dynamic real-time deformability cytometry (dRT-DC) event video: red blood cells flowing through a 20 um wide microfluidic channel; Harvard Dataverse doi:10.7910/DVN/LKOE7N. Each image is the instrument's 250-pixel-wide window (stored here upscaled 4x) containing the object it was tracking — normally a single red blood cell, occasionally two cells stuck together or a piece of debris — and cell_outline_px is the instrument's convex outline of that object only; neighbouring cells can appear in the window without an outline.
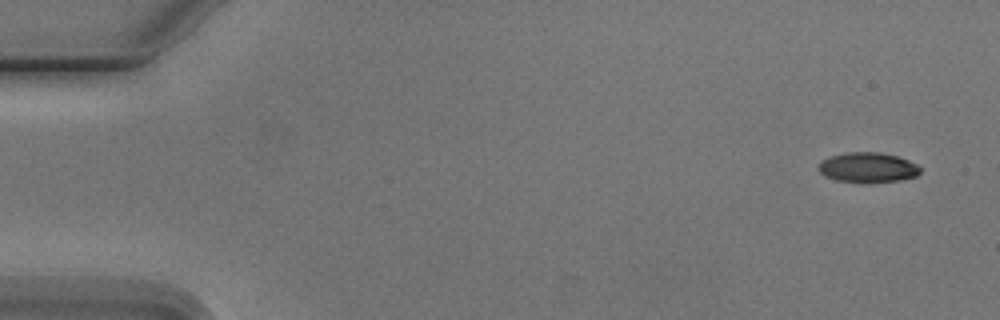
{"species": "Egyptian fruit bat (a non-hibernating species)", "species_latin": "Rousettus aegyptiacus", "temperature_condition": "cold", "stored_images_in_passage": 6, "camera_frame_rate_fps": 3000, "um_per_image_px": 0.085, "animal": {"sex": "male"}, "frame": {"image": 1, "passage_image": 1, "time_ms": 0.0, "image_size_px": [1000, 320], "cell_outline_px": [[920, 172], [916, 176], [900, 180], [872, 184], [868, 184], [836, 180], [824, 176], [816, 168], [824, 160], [832, 156], [848, 152], [880, 152], [896, 156], [908, 160], [916, 164], [920, 168]], "centroid_in_image_um": [73.77, 14.26], "position_along_channel_um": 11.2, "area_um2": 17.98}}
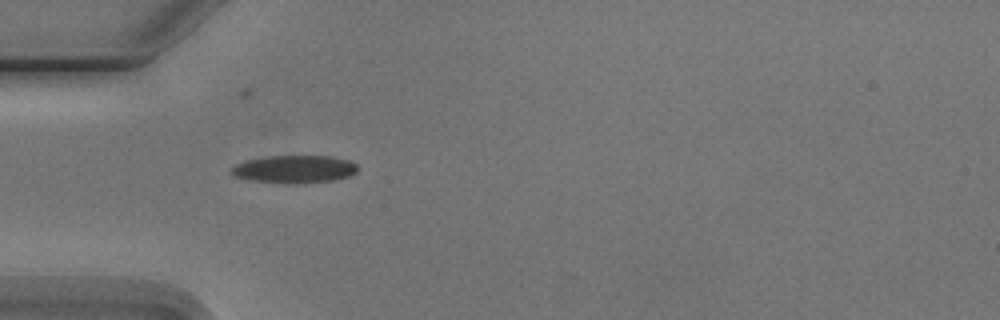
{"frame": {"image": 2, "passage_image": 5, "time_ms": 4.667, "image_size_px": [1000, 320], "cell_outline_px": [[356, 172], [348, 176], [332, 180], [296, 184], [288, 184], [252, 180], [232, 176], [232, 168], [236, 164], [244, 160], [268, 156], [328, 156], [348, 160], [356, 164]], "centroid_in_image_um": [24.98, 14.38], "position_along_channel_um": 60.0, "area_um2": 20.29}}
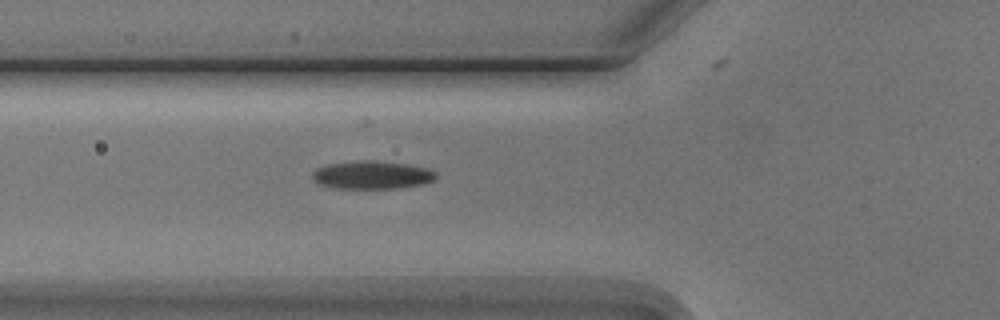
{"frame": {"image": 3, "passage_image": 6, "time_ms": 5.667, "image_size_px": [1000, 320], "cell_outline_px": [[436, 180], [424, 184], [400, 188], [336, 188], [320, 184], [312, 180], [312, 172], [316, 168], [328, 164], [360, 160], [376, 160], [408, 164], [428, 168], [436, 172]], "centroid_in_image_um": [31.64, 14.86], "position_along_channel_um": 94.2, "area_um2": 20.46}}